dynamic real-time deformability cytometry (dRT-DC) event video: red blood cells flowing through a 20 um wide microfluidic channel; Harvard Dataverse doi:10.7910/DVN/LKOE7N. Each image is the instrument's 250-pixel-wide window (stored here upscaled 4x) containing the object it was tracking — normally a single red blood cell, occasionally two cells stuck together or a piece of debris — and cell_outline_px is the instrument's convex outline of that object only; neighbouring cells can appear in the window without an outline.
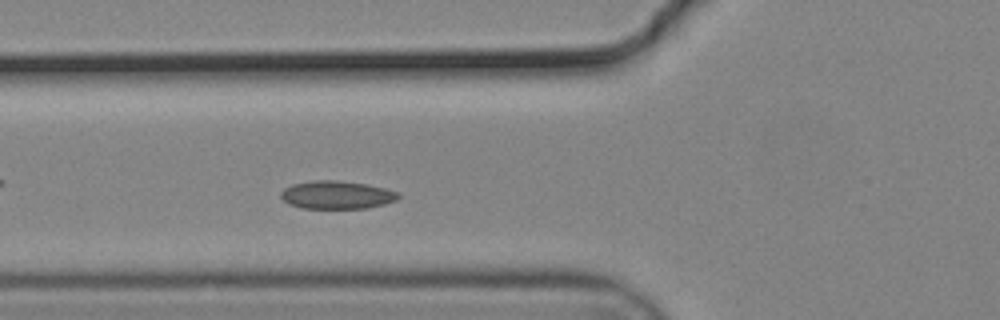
{"species": "common noctule bat (a hibernating species)", "species_latin": "Nyctalus noctula", "temperature_condition": "cold", "stored_images_in_passage": 24, "camera_frame_rate_fps": 3000, "um_per_image_px": 0.085, "animal": {"sex": "male", "body_mass_g": 19.2, "forearm_length_mm": 51.8}, "frame": {"image": 1, "passage_image": 13, "time_ms": 4.0, "image_size_px": [1000, 320], "cell_outline_px": [[400, 196], [396, 200], [384, 204], [368, 208], [300, 208], [288, 204], [280, 196], [280, 192], [284, 188], [292, 184], [312, 180], [336, 180], [368, 184], [400, 192]], "centroid_in_image_um": [28.61, 16.56], "position_along_channel_um": 97.2, "area_um2": 19.36}}
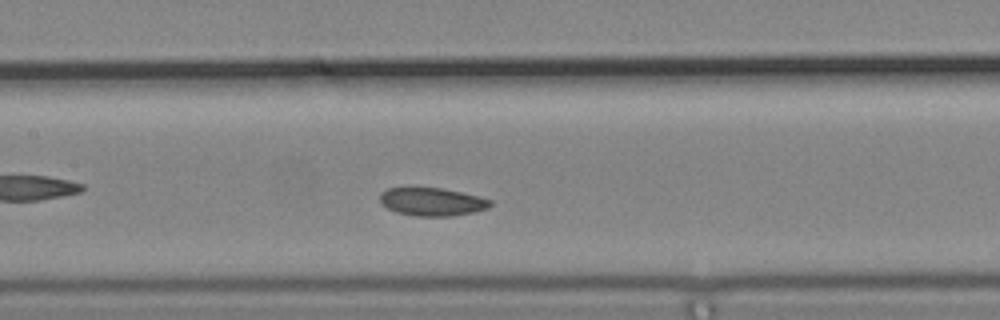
{"frame": {"image": 2, "passage_image": 19, "time_ms": 6.0, "image_size_px": [1000, 320], "cell_outline_px": [[492, 204], [488, 208], [472, 212], [452, 216], [416, 216], [396, 212], [380, 204], [380, 192], [388, 188], [444, 188], [480, 196], [492, 200]], "centroid_in_image_um": [36.73, 17.14], "position_along_channel_um": 170.7, "area_um2": 18.15}}
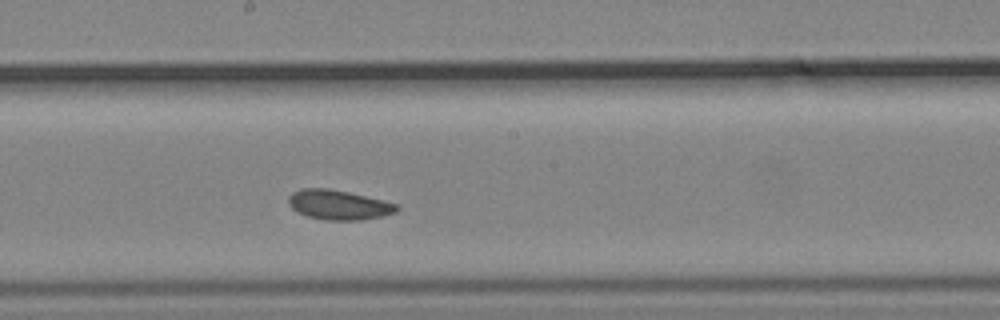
{"frame": {"image": 3, "passage_image": 23, "time_ms": 7.333, "image_size_px": [1000, 320], "cell_outline_px": [[400, 208], [396, 212], [380, 216], [360, 220], [328, 220], [308, 216], [296, 212], [288, 204], [288, 196], [292, 192], [300, 188], [328, 188], [348, 192], [384, 200], [400, 204]], "centroid_in_image_um": [28.78, 17.4], "position_along_channel_um": 219.4, "area_um2": 18.84}}